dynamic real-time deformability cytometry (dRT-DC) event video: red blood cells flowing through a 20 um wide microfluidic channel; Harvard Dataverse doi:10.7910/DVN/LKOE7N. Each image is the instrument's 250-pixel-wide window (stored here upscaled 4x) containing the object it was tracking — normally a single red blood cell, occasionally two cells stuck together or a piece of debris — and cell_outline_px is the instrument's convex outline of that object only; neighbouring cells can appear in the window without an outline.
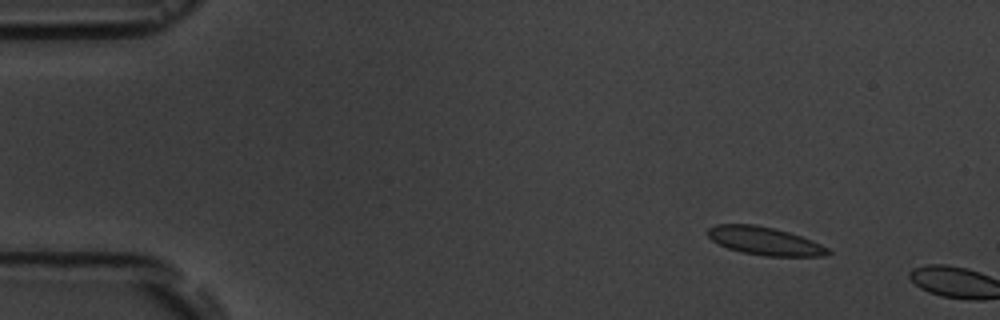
{"species": "common noctule bat (a hibernating species)", "species_latin": "Nyctalus noctula", "temperature_condition": "room temperature", "stored_images_in_passage": 4, "camera_frame_rate_fps": 3000, "um_per_image_px": 0.085, "animal": {"sex": "male", "body_mass_g": 19.5, "forearm_length_mm": 54.6}, "frame": {"image": 1, "passage_image": 3, "time_ms": 2.0, "image_size_px": [1000, 320], "cell_outline_px": [[832, 252], [824, 256], [764, 256], [744, 252], [728, 248], [712, 240], [708, 236], [708, 228], [716, 224], [756, 224], [788, 232], [812, 240], [828, 248]], "centroid_in_image_um": [65.0, 20.48], "position_along_channel_um": 20.0, "area_um2": 19.48}}